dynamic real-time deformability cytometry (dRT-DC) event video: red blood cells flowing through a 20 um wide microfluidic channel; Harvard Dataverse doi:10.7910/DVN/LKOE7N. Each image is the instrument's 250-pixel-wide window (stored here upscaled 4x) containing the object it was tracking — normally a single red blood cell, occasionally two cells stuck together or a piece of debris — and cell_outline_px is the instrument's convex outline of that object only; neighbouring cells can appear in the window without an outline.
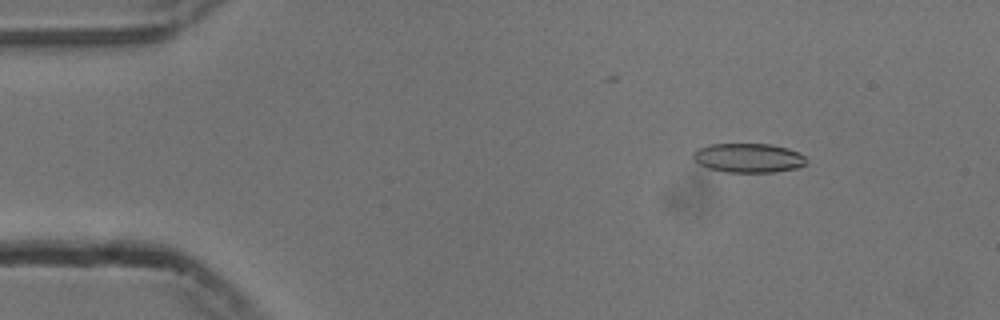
{"species": "common noctule bat (a hibernating species)", "species_latin": "Nyctalus noctula", "temperature_condition": "cold", "stored_images_in_passage": 54, "camera_frame_rate_fps": 3000, "um_per_image_px": 0.085, "animal": {"sex": "male", "body_mass_g": 13.3}, "frame": {"image": 1, "passage_image": 7, "time_ms": 2.0, "image_size_px": [1000, 320], "cell_outline_px": [[808, 160], [800, 168], [772, 172], [724, 172], [708, 168], [700, 164], [692, 156], [692, 152], [708, 144], [772, 144], [788, 148], [800, 152]], "centroid_in_image_um": [63.65, 13.42], "position_along_channel_um": 21.4, "area_um2": 19.42}}
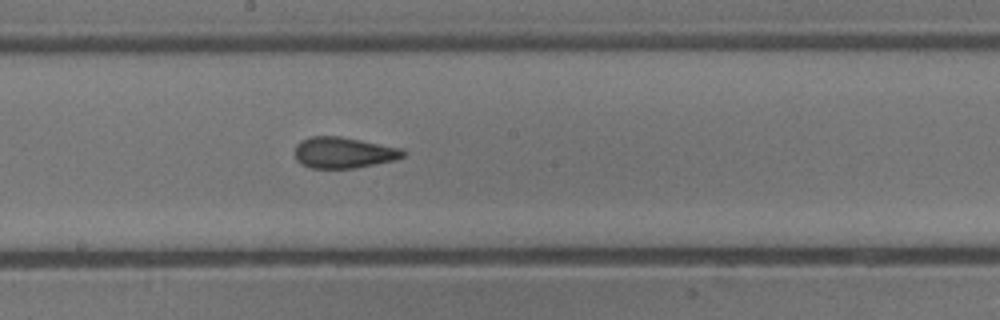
{"frame": {"image": 2, "passage_image": 29, "time_ms": 9.333, "image_size_px": [1000, 320], "cell_outline_px": [[408, 152], [404, 156], [396, 160], [356, 168], [308, 168], [300, 164], [296, 160], [296, 144], [300, 140], [312, 136], [340, 136], [404, 148]], "centroid_in_image_um": [29.24, 12.97], "position_along_channel_um": 219.0, "area_um2": 19.94}}
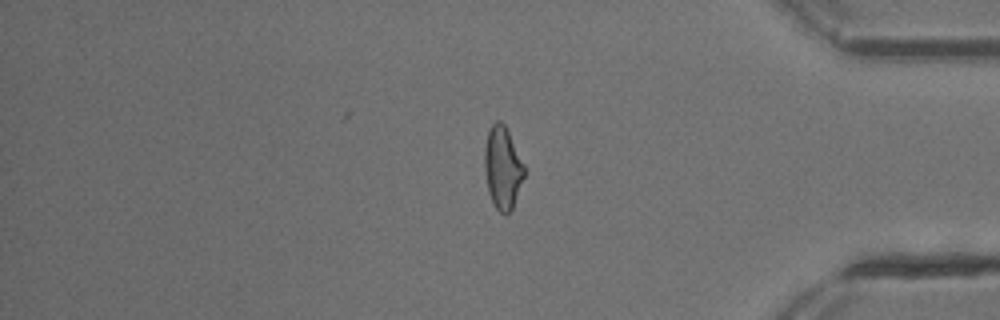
{"frame": {"image": 3, "passage_image": 45, "time_ms": 14.667, "image_size_px": [1000, 320], "cell_outline_px": [[524, 176], [512, 208], [504, 216], [496, 208], [488, 192], [484, 168], [484, 148], [488, 132], [492, 124], [496, 120], [500, 120], [504, 124], [524, 164]], "centroid_in_image_um": [42.7, 14.25], "position_along_channel_um": 392.5, "area_um2": 18.84}, "authors_computed_cell_mechanics": {"area_um2": 19.6809, "velocity_mm_per_s": 3.7764, "shape_relaxation_time_tau1_ms": 8.0498, "shape_relaxation_time_tau2_ms": 1.6682, "deformation_change_tau1": 0.1812, "deformation_change_tau2": 0.0873}}